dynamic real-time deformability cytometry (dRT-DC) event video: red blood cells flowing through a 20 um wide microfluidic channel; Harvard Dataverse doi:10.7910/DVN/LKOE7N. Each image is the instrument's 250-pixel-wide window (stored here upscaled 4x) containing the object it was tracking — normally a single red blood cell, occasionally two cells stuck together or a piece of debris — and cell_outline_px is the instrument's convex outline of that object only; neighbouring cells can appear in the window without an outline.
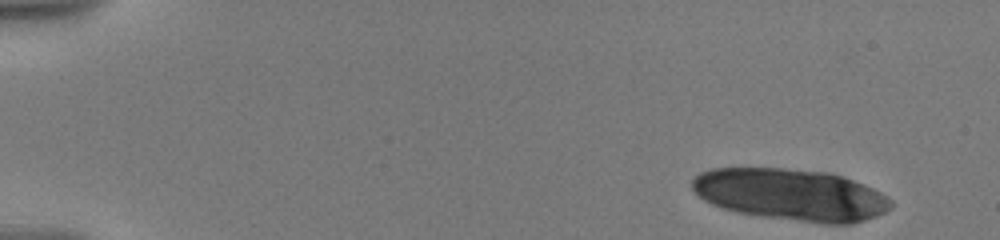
{"species": "human", "species_latin": "Homo sapiens", "temperature_condition": "warm", "stored_images_in_passage": 14, "camera_frame_rate_fps": 3000, "um_per_image_px": 0.085, "donor": {"sex": "male"}, "frame": {"image": 1, "passage_image": 1, "time_ms": 0.0, "image_size_px": [1000, 240], "cell_outline_px": [[892, 208], [876, 216], [852, 224], [820, 224], [760, 216], [736, 212], [712, 204], [704, 200], [692, 188], [692, 180], [700, 172], [712, 168], [780, 168], [828, 172], [864, 184], [888, 196], [892, 200]], "centroid_in_image_um": [67.25, 16.56], "position_along_channel_um": 17.8, "area_um2": 60.11}}
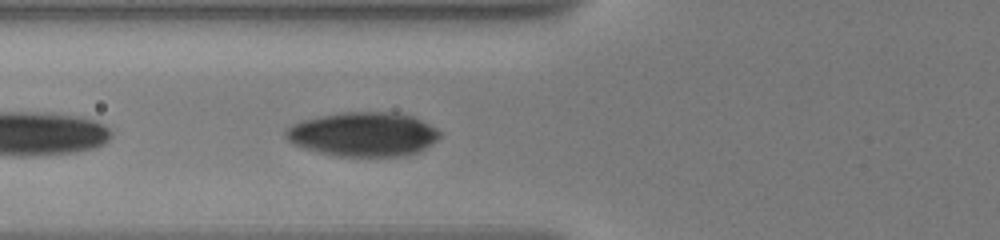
{"frame": {"image": 2, "passage_image": 14, "time_ms": 6.333, "image_size_px": [1000, 240], "cell_outline_px": [[440, 136], [436, 140], [420, 152], [404, 156], [336, 156], [304, 148], [292, 144], [284, 136], [284, 132], [292, 124], [304, 120], [320, 116], [344, 112], [396, 112], [412, 116], [436, 128], [440, 132]], "centroid_in_image_um": [30.87, 11.42], "position_along_channel_um": 94.9, "area_um2": 39.65}}